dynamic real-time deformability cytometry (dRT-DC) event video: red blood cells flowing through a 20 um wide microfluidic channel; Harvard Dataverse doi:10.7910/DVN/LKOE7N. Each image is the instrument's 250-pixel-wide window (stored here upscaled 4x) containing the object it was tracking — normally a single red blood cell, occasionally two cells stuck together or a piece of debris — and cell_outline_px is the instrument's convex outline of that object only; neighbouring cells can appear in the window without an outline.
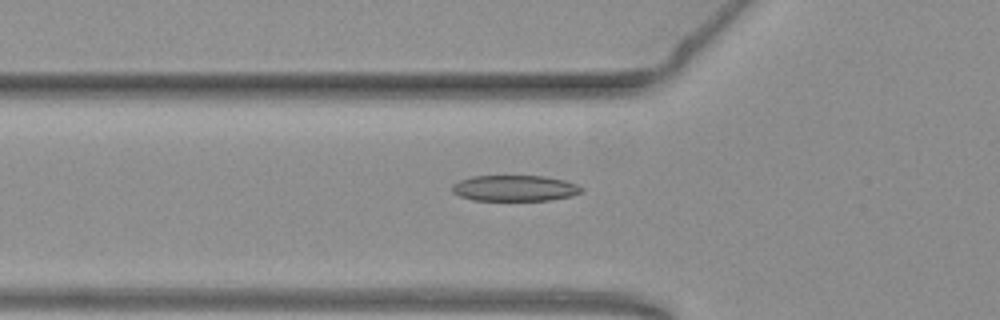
{"species": "common noctule bat (a hibernating species)", "species_latin": "Nyctalus noctula", "temperature_condition": "warm", "stored_images_in_passage": 38, "camera_frame_rate_fps": 3000, "um_per_image_px": 0.085, "animal": {"sex": "female", "body_mass_g": 19.3, "forearm_length_mm": 54.1}, "frame": {"image": 1, "passage_image": 2, "time_ms": 0.333, "image_size_px": [1000, 320], "cell_outline_px": [[584, 192], [572, 196], [552, 200], [472, 200], [460, 196], [452, 192], [452, 184], [460, 180], [472, 176], [544, 176], [564, 180], [576, 184], [584, 188]], "centroid_in_image_um": [43.78, 16.0], "position_along_channel_um": 82.0, "area_um2": 19.65}}
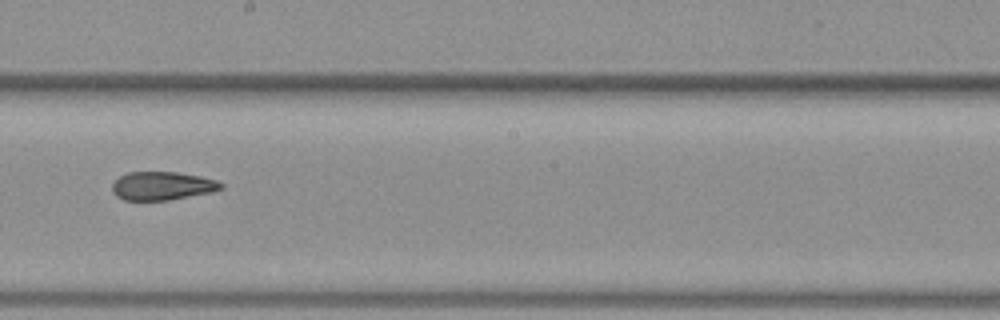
{"frame": {"image": 2, "passage_image": 14, "time_ms": 4.333, "image_size_px": [1000, 320], "cell_outline_px": [[224, 188], [212, 192], [168, 200], [124, 200], [116, 196], [112, 188], [112, 184], [120, 176], [128, 172], [176, 172], [200, 176], [216, 180], [224, 184]], "centroid_in_image_um": [13.81, 15.8], "position_along_channel_um": 234.4, "area_um2": 17.98}}
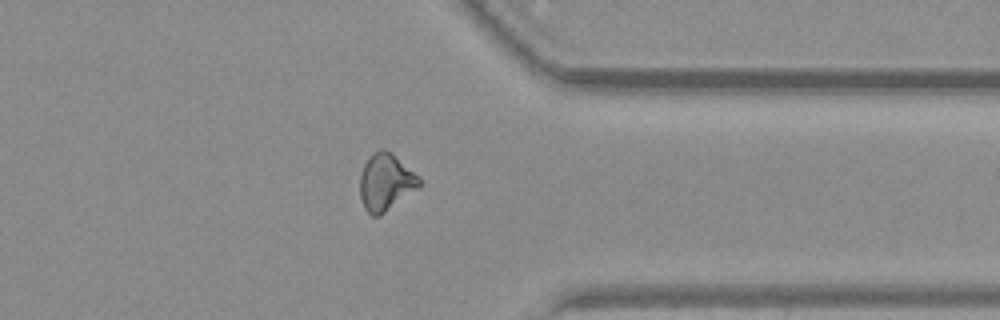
{"frame": {"image": 3, "passage_image": 26, "time_ms": 8.333, "image_size_px": [1000, 320], "cell_outline_px": [[420, 188], [380, 216], [372, 216], [364, 208], [360, 196], [360, 176], [364, 164], [380, 148], [384, 148], [392, 152], [420, 180]], "centroid_in_image_um": [32.78, 15.52], "position_along_channel_um": 378.6, "area_um2": 19.48}, "authors_computed_cell_mechanics": {"area_um2": 18.9295, "velocity_mm_per_s": 3.7841, "shape_relaxation_time_tau1_ms": null, "shape_relaxation_time_tau2_ms": 2.5037, "deformation_change_tau1": null, "deformation_change_tau2": 0.1042}}